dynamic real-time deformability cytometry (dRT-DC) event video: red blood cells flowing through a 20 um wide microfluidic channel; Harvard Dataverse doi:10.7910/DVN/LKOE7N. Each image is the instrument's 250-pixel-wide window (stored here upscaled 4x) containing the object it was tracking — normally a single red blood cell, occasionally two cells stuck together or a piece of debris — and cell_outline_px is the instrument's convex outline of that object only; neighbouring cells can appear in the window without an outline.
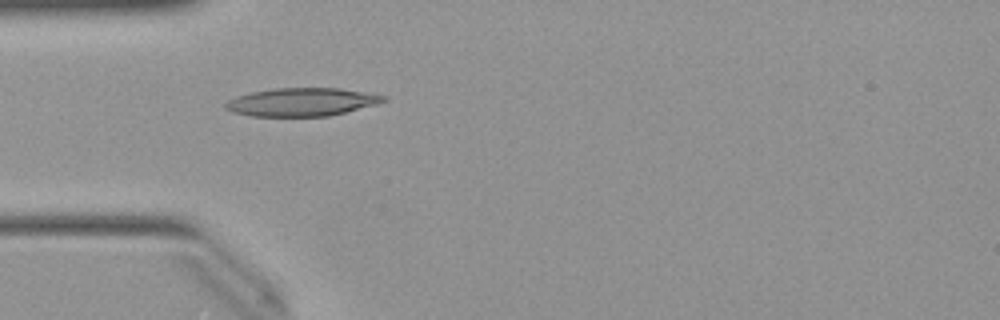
{"species": "Egyptian fruit bat (a non-hibernating species)", "species_latin": "Rousettus aegyptiacus", "temperature_condition": "warm", "stored_images_in_passage": 25, "camera_frame_rate_fps": 3000, "um_per_image_px": 0.085, "animal": {"sex": "female"}, "frame": {"image": 1, "passage_image": 1, "time_ms": 0.0, "image_size_px": [1000, 320], "cell_outline_px": [[388, 100], [376, 104], [328, 116], [252, 116], [232, 112], [224, 108], [224, 104], [228, 100], [236, 96], [252, 92], [276, 88], [340, 88], [388, 96]], "centroid_in_image_um": [25.63, 8.67], "position_along_channel_um": 59.4, "area_um2": 25.84}}
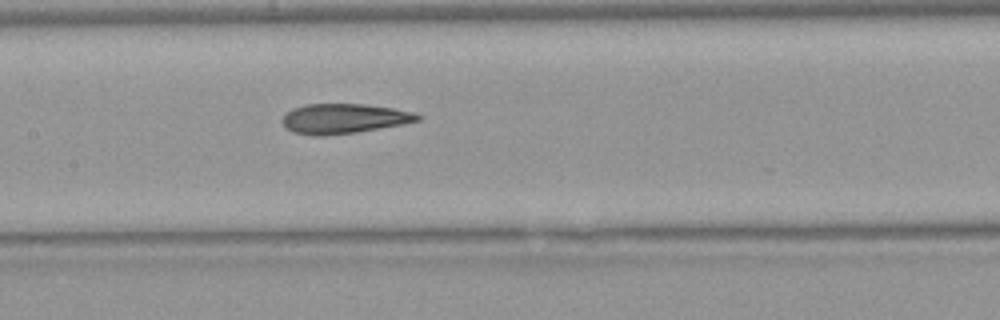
{"frame": {"image": 2, "passage_image": 10, "time_ms": 3.0, "image_size_px": [1000, 320], "cell_outline_px": [[424, 116], [420, 120], [404, 124], [356, 132], [324, 136], [312, 136], [292, 132], [284, 128], [280, 120], [284, 112], [292, 108], [304, 104], [364, 104], [392, 108], [416, 112]], "centroid_in_image_um": [29.18, 10.08], "position_along_channel_um": 178.2, "area_um2": 24.04}}
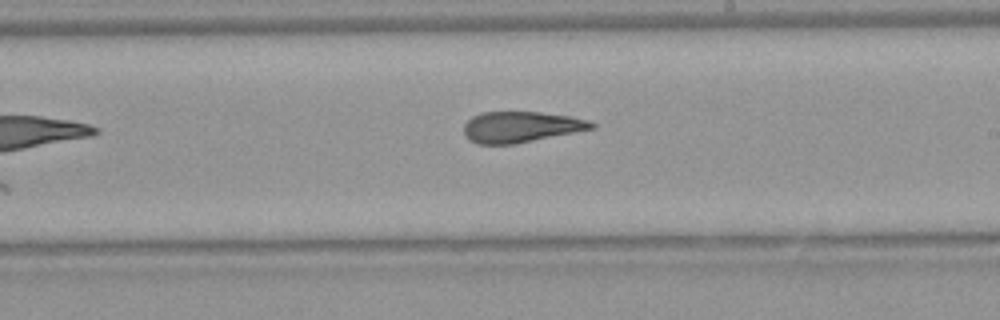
{"frame": {"image": 3, "passage_image": 15, "time_ms": 4.667, "image_size_px": [1000, 320], "cell_outline_px": [[596, 128], [512, 144], [476, 144], [468, 140], [464, 136], [464, 124], [472, 116], [480, 112], [540, 112], [572, 116], [588, 120], [596, 124]], "centroid_in_image_um": [44.25, 10.78], "position_along_channel_um": 244.7, "area_um2": 23.06}, "authors_computed_cell_mechanics": {"area_um2": 23.8714, "velocity_mm_per_s": 4.0318, "shape_relaxation_time_tau1_ms": null, "shape_relaxation_time_tau2_ms": 2.3232, "deformation_change_tau1": null, "deformation_change_tau2": 0.1125}}